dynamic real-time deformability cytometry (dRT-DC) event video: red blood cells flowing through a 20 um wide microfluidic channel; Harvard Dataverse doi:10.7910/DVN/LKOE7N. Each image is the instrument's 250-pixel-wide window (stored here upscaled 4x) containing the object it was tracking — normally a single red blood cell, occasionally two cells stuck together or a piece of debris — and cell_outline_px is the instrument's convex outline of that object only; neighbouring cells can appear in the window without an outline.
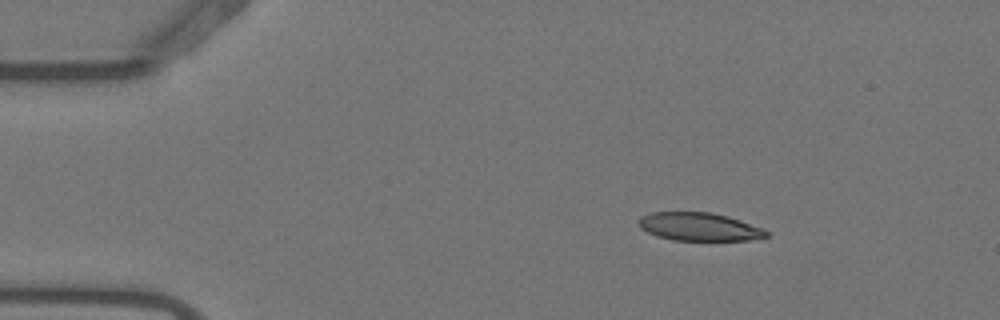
{"species": "Egyptian fruit bat (a non-hibernating species)", "species_latin": "Rousettus aegyptiacus", "temperature_condition": "warm", "stored_images_in_passage": 55, "camera_frame_rate_fps": 3000, "um_per_image_px": 0.085, "animal": {"sex": "female"}, "frame": {"image": 1, "passage_image": 9, "time_ms": 2.667, "image_size_px": [1000, 320], "cell_outline_px": [[768, 236], [748, 240], [672, 240], [656, 236], [640, 228], [640, 216], [652, 212], [712, 212], [728, 216], [764, 228], [768, 232]], "centroid_in_image_um": [59.44, 19.27], "position_along_channel_um": 25.6, "area_um2": 20.92}}
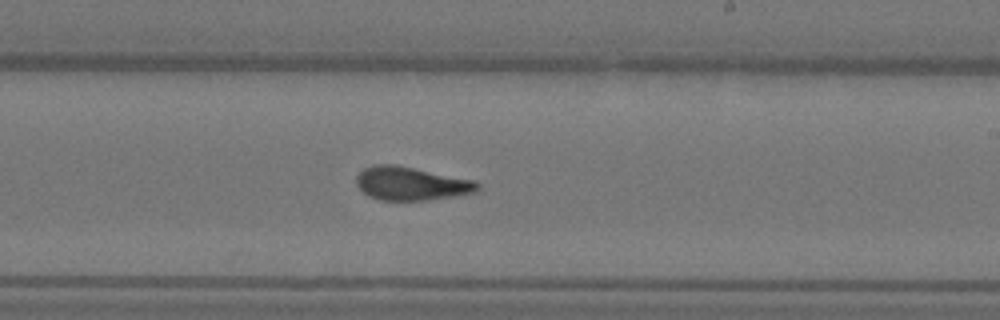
{"frame": {"image": 2, "passage_image": 33, "time_ms": 10.667, "image_size_px": [1000, 320], "cell_outline_px": [[480, 188], [476, 192], [456, 196], [428, 200], [380, 200], [368, 196], [356, 184], [356, 176], [364, 168], [376, 164], [392, 164], [476, 180], [480, 184]], "centroid_in_image_um": [34.97, 15.61], "position_along_channel_um": 254.0, "area_um2": 23.64}}
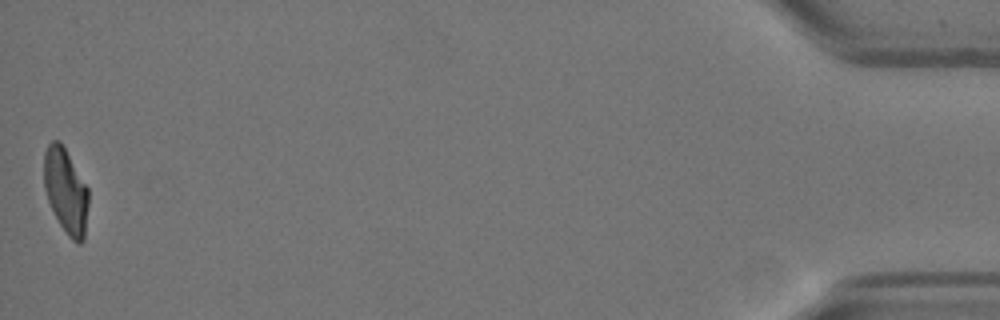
{"frame": {"image": 3, "passage_image": 55, "time_ms": 18.0, "image_size_px": [1000, 320], "cell_outline_px": [[88, 204], [84, 240], [80, 244], [76, 244], [68, 236], [60, 224], [48, 200], [44, 188], [44, 152], [48, 144], [52, 140], [60, 140], [88, 188]], "centroid_in_image_um": [5.59, 16.23], "position_along_channel_um": 429.6, "area_um2": 21.96}, "authors_computed_cell_mechanics": {"area_um2": 23.2934, "velocity_mm_per_s": 3.6869, "shape_relaxation_time_tau1_ms": 8.0153, "shape_relaxation_time_tau2_ms": 1.5525, "deformation_change_tau1": 0.2493, "deformation_change_tau2": 0.0906}}